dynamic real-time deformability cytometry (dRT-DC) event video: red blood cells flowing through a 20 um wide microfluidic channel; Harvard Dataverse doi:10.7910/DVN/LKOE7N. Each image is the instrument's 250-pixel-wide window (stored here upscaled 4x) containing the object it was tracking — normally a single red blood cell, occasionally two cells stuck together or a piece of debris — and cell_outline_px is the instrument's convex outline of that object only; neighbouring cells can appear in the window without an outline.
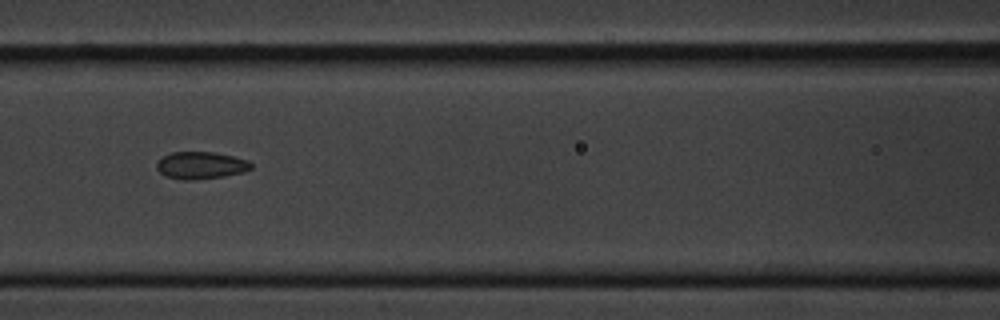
{"species": "common noctule bat (a hibernating species)", "species_latin": "Nyctalus noctula", "temperature_condition": "cold", "stored_images_in_passage": 12, "camera_frame_rate_fps": 3000, "um_per_image_px": 0.085, "animal": {"sex": "male", "body_mass_g": 20.1, "forearm_length_mm": 53.5}, "frame": {"image": 1, "passage_image": 3, "time_ms": 2.333, "image_size_px": [1000, 320], "cell_outline_px": [[252, 168], [244, 172], [224, 176], [192, 180], [180, 180], [168, 176], [160, 172], [156, 168], [156, 164], [164, 156], [172, 152], [216, 152], [248, 160], [252, 164]], "centroid_in_image_um": [17.09, 14.05], "position_along_channel_um": 149.5, "area_um2": 14.91}}
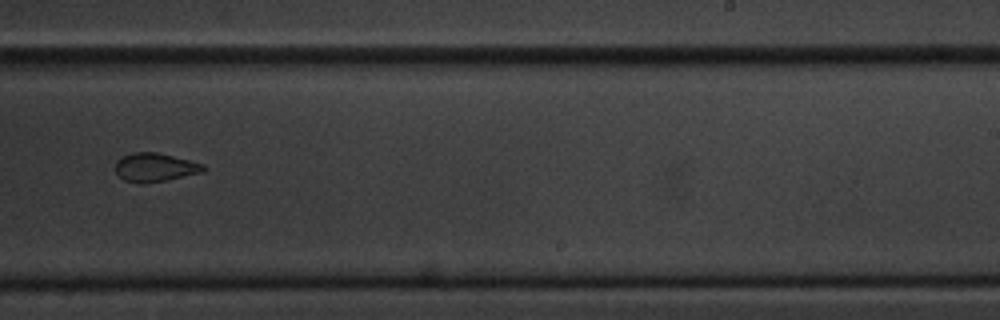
{"frame": {"image": 2, "passage_image": 6, "time_ms": 6.0, "image_size_px": [1000, 320], "cell_outline_px": [[204, 172], [144, 184], [140, 184], [124, 180], [116, 172], [116, 160], [132, 152], [156, 152], [204, 164]], "centroid_in_image_um": [13.15, 14.23], "position_along_channel_um": 275.9, "area_um2": 14.51}}
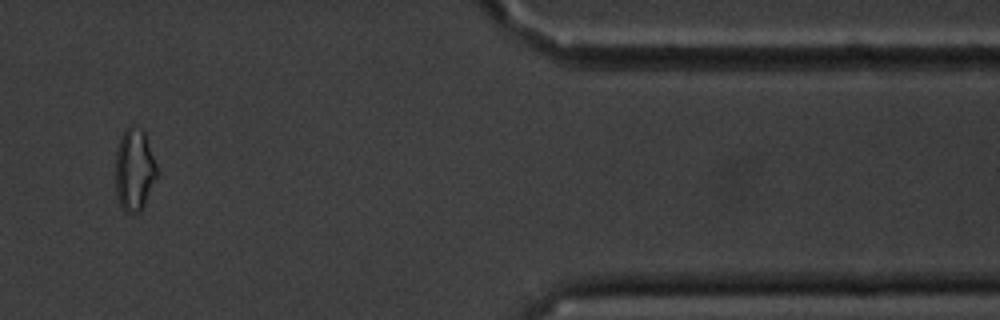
{"frame": {"image": 3, "passage_image": 10, "time_ms": 10.667, "image_size_px": [1000, 320], "cell_outline_px": [[156, 180], [144, 208], [140, 212], [128, 212], [120, 204], [116, 196], [116, 148], [120, 136], [124, 128], [128, 124], [136, 124], [144, 128], [156, 164]], "centroid_in_image_um": [11.43, 14.35], "position_along_channel_um": 400.0, "area_um2": 20.4}, "authors_computed_cell_mechanics": {"area_um2": 15.317, "velocity_mm_per_s": 3.4539, "shape_relaxation_time_tau1_ms": 3.6816, "shape_relaxation_time_tau2_ms": null, "deformation_change_tau1": 0.0917, "deformation_change_tau2": null}}